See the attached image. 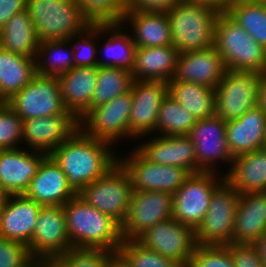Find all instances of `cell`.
Wrapping results in <instances>:
<instances>
[{"instance_id":"obj_51","label":"cell","mask_w":266,"mask_h":267,"mask_svg":"<svg viewBox=\"0 0 266 267\" xmlns=\"http://www.w3.org/2000/svg\"><path fill=\"white\" fill-rule=\"evenodd\" d=\"M252 245L256 248L264 267H266V232L262 234Z\"/></svg>"},{"instance_id":"obj_48","label":"cell","mask_w":266,"mask_h":267,"mask_svg":"<svg viewBox=\"0 0 266 267\" xmlns=\"http://www.w3.org/2000/svg\"><path fill=\"white\" fill-rule=\"evenodd\" d=\"M192 4H202L217 10L219 13L227 12L232 0H181Z\"/></svg>"},{"instance_id":"obj_22","label":"cell","mask_w":266,"mask_h":267,"mask_svg":"<svg viewBox=\"0 0 266 267\" xmlns=\"http://www.w3.org/2000/svg\"><path fill=\"white\" fill-rule=\"evenodd\" d=\"M24 195L41 206H63L77 196V193L68 184L67 177L59 165L48 154Z\"/></svg>"},{"instance_id":"obj_3","label":"cell","mask_w":266,"mask_h":267,"mask_svg":"<svg viewBox=\"0 0 266 267\" xmlns=\"http://www.w3.org/2000/svg\"><path fill=\"white\" fill-rule=\"evenodd\" d=\"M214 46L226 69L266 73V49L227 12L216 19Z\"/></svg>"},{"instance_id":"obj_44","label":"cell","mask_w":266,"mask_h":267,"mask_svg":"<svg viewBox=\"0 0 266 267\" xmlns=\"http://www.w3.org/2000/svg\"><path fill=\"white\" fill-rule=\"evenodd\" d=\"M31 258L28 246L0 237V267H21Z\"/></svg>"},{"instance_id":"obj_20","label":"cell","mask_w":266,"mask_h":267,"mask_svg":"<svg viewBox=\"0 0 266 267\" xmlns=\"http://www.w3.org/2000/svg\"><path fill=\"white\" fill-rule=\"evenodd\" d=\"M48 154L27 148L0 150V184L9 195L24 194Z\"/></svg>"},{"instance_id":"obj_14","label":"cell","mask_w":266,"mask_h":267,"mask_svg":"<svg viewBox=\"0 0 266 267\" xmlns=\"http://www.w3.org/2000/svg\"><path fill=\"white\" fill-rule=\"evenodd\" d=\"M188 136L194 144L197 165L203 172L221 174L217 168L220 162L229 166L223 175L230 171L233 157L227 144L226 122L221 117L213 115L197 120Z\"/></svg>"},{"instance_id":"obj_4","label":"cell","mask_w":266,"mask_h":267,"mask_svg":"<svg viewBox=\"0 0 266 267\" xmlns=\"http://www.w3.org/2000/svg\"><path fill=\"white\" fill-rule=\"evenodd\" d=\"M220 13L202 4L180 1L168 12L172 45L179 54L214 46L215 23Z\"/></svg>"},{"instance_id":"obj_19","label":"cell","mask_w":266,"mask_h":267,"mask_svg":"<svg viewBox=\"0 0 266 267\" xmlns=\"http://www.w3.org/2000/svg\"><path fill=\"white\" fill-rule=\"evenodd\" d=\"M135 148L150 162L185 168L191 174L203 172L197 165L194 144L188 135L151 134L150 139L140 142Z\"/></svg>"},{"instance_id":"obj_28","label":"cell","mask_w":266,"mask_h":267,"mask_svg":"<svg viewBox=\"0 0 266 267\" xmlns=\"http://www.w3.org/2000/svg\"><path fill=\"white\" fill-rule=\"evenodd\" d=\"M178 50L173 46L137 47L134 66L131 70L134 80L169 82L177 70Z\"/></svg>"},{"instance_id":"obj_53","label":"cell","mask_w":266,"mask_h":267,"mask_svg":"<svg viewBox=\"0 0 266 267\" xmlns=\"http://www.w3.org/2000/svg\"><path fill=\"white\" fill-rule=\"evenodd\" d=\"M9 194L5 191V189L0 184V208L4 206L8 199Z\"/></svg>"},{"instance_id":"obj_40","label":"cell","mask_w":266,"mask_h":267,"mask_svg":"<svg viewBox=\"0 0 266 267\" xmlns=\"http://www.w3.org/2000/svg\"><path fill=\"white\" fill-rule=\"evenodd\" d=\"M118 251L132 267H183L177 261L146 248L138 240H124Z\"/></svg>"},{"instance_id":"obj_45","label":"cell","mask_w":266,"mask_h":267,"mask_svg":"<svg viewBox=\"0 0 266 267\" xmlns=\"http://www.w3.org/2000/svg\"><path fill=\"white\" fill-rule=\"evenodd\" d=\"M225 246L229 249L234 267H264L253 245L230 243Z\"/></svg>"},{"instance_id":"obj_50","label":"cell","mask_w":266,"mask_h":267,"mask_svg":"<svg viewBox=\"0 0 266 267\" xmlns=\"http://www.w3.org/2000/svg\"><path fill=\"white\" fill-rule=\"evenodd\" d=\"M258 95V105L266 113V73L260 76Z\"/></svg>"},{"instance_id":"obj_12","label":"cell","mask_w":266,"mask_h":267,"mask_svg":"<svg viewBox=\"0 0 266 267\" xmlns=\"http://www.w3.org/2000/svg\"><path fill=\"white\" fill-rule=\"evenodd\" d=\"M132 107V91L92 109L80 122V128L90 137L104 140L114 146L130 139L129 117Z\"/></svg>"},{"instance_id":"obj_37","label":"cell","mask_w":266,"mask_h":267,"mask_svg":"<svg viewBox=\"0 0 266 267\" xmlns=\"http://www.w3.org/2000/svg\"><path fill=\"white\" fill-rule=\"evenodd\" d=\"M196 122L197 119L168 94L161 102L154 135H189Z\"/></svg>"},{"instance_id":"obj_30","label":"cell","mask_w":266,"mask_h":267,"mask_svg":"<svg viewBox=\"0 0 266 267\" xmlns=\"http://www.w3.org/2000/svg\"><path fill=\"white\" fill-rule=\"evenodd\" d=\"M37 74L35 57L0 47V104L18 93Z\"/></svg>"},{"instance_id":"obj_36","label":"cell","mask_w":266,"mask_h":267,"mask_svg":"<svg viewBox=\"0 0 266 267\" xmlns=\"http://www.w3.org/2000/svg\"><path fill=\"white\" fill-rule=\"evenodd\" d=\"M35 61L37 74L58 77L74 67L73 50L68 40L39 42Z\"/></svg>"},{"instance_id":"obj_1","label":"cell","mask_w":266,"mask_h":267,"mask_svg":"<svg viewBox=\"0 0 266 267\" xmlns=\"http://www.w3.org/2000/svg\"><path fill=\"white\" fill-rule=\"evenodd\" d=\"M112 147L114 149L109 142L90 137L78 128L49 155L78 194L118 162V152L113 151Z\"/></svg>"},{"instance_id":"obj_31","label":"cell","mask_w":266,"mask_h":267,"mask_svg":"<svg viewBox=\"0 0 266 267\" xmlns=\"http://www.w3.org/2000/svg\"><path fill=\"white\" fill-rule=\"evenodd\" d=\"M0 47L26 57H36L39 41L27 10L14 15L1 28Z\"/></svg>"},{"instance_id":"obj_35","label":"cell","mask_w":266,"mask_h":267,"mask_svg":"<svg viewBox=\"0 0 266 267\" xmlns=\"http://www.w3.org/2000/svg\"><path fill=\"white\" fill-rule=\"evenodd\" d=\"M227 13L266 49V0H232Z\"/></svg>"},{"instance_id":"obj_49","label":"cell","mask_w":266,"mask_h":267,"mask_svg":"<svg viewBox=\"0 0 266 267\" xmlns=\"http://www.w3.org/2000/svg\"><path fill=\"white\" fill-rule=\"evenodd\" d=\"M106 267H132V265L119 251H116L110 255Z\"/></svg>"},{"instance_id":"obj_21","label":"cell","mask_w":266,"mask_h":267,"mask_svg":"<svg viewBox=\"0 0 266 267\" xmlns=\"http://www.w3.org/2000/svg\"><path fill=\"white\" fill-rule=\"evenodd\" d=\"M226 67L215 46L179 54L177 70L170 81H184L215 89Z\"/></svg>"},{"instance_id":"obj_7","label":"cell","mask_w":266,"mask_h":267,"mask_svg":"<svg viewBox=\"0 0 266 267\" xmlns=\"http://www.w3.org/2000/svg\"><path fill=\"white\" fill-rule=\"evenodd\" d=\"M240 193L224 179L214 190L202 222L195 230L197 245H228Z\"/></svg>"},{"instance_id":"obj_41","label":"cell","mask_w":266,"mask_h":267,"mask_svg":"<svg viewBox=\"0 0 266 267\" xmlns=\"http://www.w3.org/2000/svg\"><path fill=\"white\" fill-rule=\"evenodd\" d=\"M113 252L105 249L72 248L49 260V267H106Z\"/></svg>"},{"instance_id":"obj_46","label":"cell","mask_w":266,"mask_h":267,"mask_svg":"<svg viewBox=\"0 0 266 267\" xmlns=\"http://www.w3.org/2000/svg\"><path fill=\"white\" fill-rule=\"evenodd\" d=\"M181 0H124L125 12H158L167 13Z\"/></svg>"},{"instance_id":"obj_38","label":"cell","mask_w":266,"mask_h":267,"mask_svg":"<svg viewBox=\"0 0 266 267\" xmlns=\"http://www.w3.org/2000/svg\"><path fill=\"white\" fill-rule=\"evenodd\" d=\"M107 35L108 24H90L82 33L70 37L68 41L73 50L74 67H98V41L101 40L98 37Z\"/></svg>"},{"instance_id":"obj_10","label":"cell","mask_w":266,"mask_h":267,"mask_svg":"<svg viewBox=\"0 0 266 267\" xmlns=\"http://www.w3.org/2000/svg\"><path fill=\"white\" fill-rule=\"evenodd\" d=\"M6 104L23 120L67 114L57 77L36 74Z\"/></svg>"},{"instance_id":"obj_42","label":"cell","mask_w":266,"mask_h":267,"mask_svg":"<svg viewBox=\"0 0 266 267\" xmlns=\"http://www.w3.org/2000/svg\"><path fill=\"white\" fill-rule=\"evenodd\" d=\"M23 120L6 102L0 104V150L21 148Z\"/></svg>"},{"instance_id":"obj_8","label":"cell","mask_w":266,"mask_h":267,"mask_svg":"<svg viewBox=\"0 0 266 267\" xmlns=\"http://www.w3.org/2000/svg\"><path fill=\"white\" fill-rule=\"evenodd\" d=\"M261 73L226 70L215 88V115L236 120L258 105Z\"/></svg>"},{"instance_id":"obj_32","label":"cell","mask_w":266,"mask_h":267,"mask_svg":"<svg viewBox=\"0 0 266 267\" xmlns=\"http://www.w3.org/2000/svg\"><path fill=\"white\" fill-rule=\"evenodd\" d=\"M134 77L122 67L98 66L97 83L88 109L78 118L80 122L92 109L131 91Z\"/></svg>"},{"instance_id":"obj_23","label":"cell","mask_w":266,"mask_h":267,"mask_svg":"<svg viewBox=\"0 0 266 267\" xmlns=\"http://www.w3.org/2000/svg\"><path fill=\"white\" fill-rule=\"evenodd\" d=\"M41 207L24 194L9 195L0 208V237L28 246Z\"/></svg>"},{"instance_id":"obj_15","label":"cell","mask_w":266,"mask_h":267,"mask_svg":"<svg viewBox=\"0 0 266 267\" xmlns=\"http://www.w3.org/2000/svg\"><path fill=\"white\" fill-rule=\"evenodd\" d=\"M146 248L187 267L197 247L195 230L174 218L157 223L138 239Z\"/></svg>"},{"instance_id":"obj_2","label":"cell","mask_w":266,"mask_h":267,"mask_svg":"<svg viewBox=\"0 0 266 267\" xmlns=\"http://www.w3.org/2000/svg\"><path fill=\"white\" fill-rule=\"evenodd\" d=\"M72 248L118 251L121 226L110 216L86 204L78 195L63 205Z\"/></svg>"},{"instance_id":"obj_25","label":"cell","mask_w":266,"mask_h":267,"mask_svg":"<svg viewBox=\"0 0 266 267\" xmlns=\"http://www.w3.org/2000/svg\"><path fill=\"white\" fill-rule=\"evenodd\" d=\"M266 232V192L239 195L232 244L252 245Z\"/></svg>"},{"instance_id":"obj_52","label":"cell","mask_w":266,"mask_h":267,"mask_svg":"<svg viewBox=\"0 0 266 267\" xmlns=\"http://www.w3.org/2000/svg\"><path fill=\"white\" fill-rule=\"evenodd\" d=\"M21 267H49V260L44 258L32 257Z\"/></svg>"},{"instance_id":"obj_18","label":"cell","mask_w":266,"mask_h":267,"mask_svg":"<svg viewBox=\"0 0 266 267\" xmlns=\"http://www.w3.org/2000/svg\"><path fill=\"white\" fill-rule=\"evenodd\" d=\"M78 128V119L71 113L31 118L23 121L22 142L31 150L50 154Z\"/></svg>"},{"instance_id":"obj_9","label":"cell","mask_w":266,"mask_h":267,"mask_svg":"<svg viewBox=\"0 0 266 267\" xmlns=\"http://www.w3.org/2000/svg\"><path fill=\"white\" fill-rule=\"evenodd\" d=\"M216 172L191 174L173 194L172 218L196 230L208 210L213 190L225 179Z\"/></svg>"},{"instance_id":"obj_6","label":"cell","mask_w":266,"mask_h":267,"mask_svg":"<svg viewBox=\"0 0 266 267\" xmlns=\"http://www.w3.org/2000/svg\"><path fill=\"white\" fill-rule=\"evenodd\" d=\"M132 194L133 187L129 174L117 162L77 195L86 204L110 216L121 226L129 212Z\"/></svg>"},{"instance_id":"obj_34","label":"cell","mask_w":266,"mask_h":267,"mask_svg":"<svg viewBox=\"0 0 266 267\" xmlns=\"http://www.w3.org/2000/svg\"><path fill=\"white\" fill-rule=\"evenodd\" d=\"M123 28V24H108L109 35L102 47L98 48V54L104 52V56L98 58L99 66L122 67L132 70L136 46L126 28H124L125 30Z\"/></svg>"},{"instance_id":"obj_47","label":"cell","mask_w":266,"mask_h":267,"mask_svg":"<svg viewBox=\"0 0 266 267\" xmlns=\"http://www.w3.org/2000/svg\"><path fill=\"white\" fill-rule=\"evenodd\" d=\"M27 9V0H0V30L14 15Z\"/></svg>"},{"instance_id":"obj_26","label":"cell","mask_w":266,"mask_h":267,"mask_svg":"<svg viewBox=\"0 0 266 267\" xmlns=\"http://www.w3.org/2000/svg\"><path fill=\"white\" fill-rule=\"evenodd\" d=\"M137 47L172 45L171 28L167 13L127 11L122 19ZM130 26V30L127 28Z\"/></svg>"},{"instance_id":"obj_11","label":"cell","mask_w":266,"mask_h":267,"mask_svg":"<svg viewBox=\"0 0 266 267\" xmlns=\"http://www.w3.org/2000/svg\"><path fill=\"white\" fill-rule=\"evenodd\" d=\"M118 162L129 174L133 190L137 191L174 194L191 175L185 168L150 162L135 147L124 159L118 155Z\"/></svg>"},{"instance_id":"obj_13","label":"cell","mask_w":266,"mask_h":267,"mask_svg":"<svg viewBox=\"0 0 266 267\" xmlns=\"http://www.w3.org/2000/svg\"><path fill=\"white\" fill-rule=\"evenodd\" d=\"M173 194L160 191L133 190L129 212L121 225L124 240H137L157 223L171 219Z\"/></svg>"},{"instance_id":"obj_29","label":"cell","mask_w":266,"mask_h":267,"mask_svg":"<svg viewBox=\"0 0 266 267\" xmlns=\"http://www.w3.org/2000/svg\"><path fill=\"white\" fill-rule=\"evenodd\" d=\"M225 179L240 194L266 192V150L263 148L233 158Z\"/></svg>"},{"instance_id":"obj_43","label":"cell","mask_w":266,"mask_h":267,"mask_svg":"<svg viewBox=\"0 0 266 267\" xmlns=\"http://www.w3.org/2000/svg\"><path fill=\"white\" fill-rule=\"evenodd\" d=\"M187 267H234L225 245H197Z\"/></svg>"},{"instance_id":"obj_24","label":"cell","mask_w":266,"mask_h":267,"mask_svg":"<svg viewBox=\"0 0 266 267\" xmlns=\"http://www.w3.org/2000/svg\"><path fill=\"white\" fill-rule=\"evenodd\" d=\"M226 139L233 158L264 148L266 113L259 105L242 117L226 122Z\"/></svg>"},{"instance_id":"obj_17","label":"cell","mask_w":266,"mask_h":267,"mask_svg":"<svg viewBox=\"0 0 266 267\" xmlns=\"http://www.w3.org/2000/svg\"><path fill=\"white\" fill-rule=\"evenodd\" d=\"M132 107L129 117L131 138L139 140L154 133L163 99L168 95V83L164 81L134 80ZM150 134V135H149Z\"/></svg>"},{"instance_id":"obj_39","label":"cell","mask_w":266,"mask_h":267,"mask_svg":"<svg viewBox=\"0 0 266 267\" xmlns=\"http://www.w3.org/2000/svg\"><path fill=\"white\" fill-rule=\"evenodd\" d=\"M82 16L91 24H121L125 15L124 0H74Z\"/></svg>"},{"instance_id":"obj_5","label":"cell","mask_w":266,"mask_h":267,"mask_svg":"<svg viewBox=\"0 0 266 267\" xmlns=\"http://www.w3.org/2000/svg\"><path fill=\"white\" fill-rule=\"evenodd\" d=\"M26 10L39 42L68 40L90 25L74 0H27Z\"/></svg>"},{"instance_id":"obj_16","label":"cell","mask_w":266,"mask_h":267,"mask_svg":"<svg viewBox=\"0 0 266 267\" xmlns=\"http://www.w3.org/2000/svg\"><path fill=\"white\" fill-rule=\"evenodd\" d=\"M71 249L63 206H42L28 245L31 256L50 260Z\"/></svg>"},{"instance_id":"obj_33","label":"cell","mask_w":266,"mask_h":267,"mask_svg":"<svg viewBox=\"0 0 266 267\" xmlns=\"http://www.w3.org/2000/svg\"><path fill=\"white\" fill-rule=\"evenodd\" d=\"M168 94L197 120L215 115V89L184 81H169Z\"/></svg>"},{"instance_id":"obj_27","label":"cell","mask_w":266,"mask_h":267,"mask_svg":"<svg viewBox=\"0 0 266 267\" xmlns=\"http://www.w3.org/2000/svg\"><path fill=\"white\" fill-rule=\"evenodd\" d=\"M97 74L98 67H73L57 77L64 107L77 119L91 103Z\"/></svg>"}]
</instances>
